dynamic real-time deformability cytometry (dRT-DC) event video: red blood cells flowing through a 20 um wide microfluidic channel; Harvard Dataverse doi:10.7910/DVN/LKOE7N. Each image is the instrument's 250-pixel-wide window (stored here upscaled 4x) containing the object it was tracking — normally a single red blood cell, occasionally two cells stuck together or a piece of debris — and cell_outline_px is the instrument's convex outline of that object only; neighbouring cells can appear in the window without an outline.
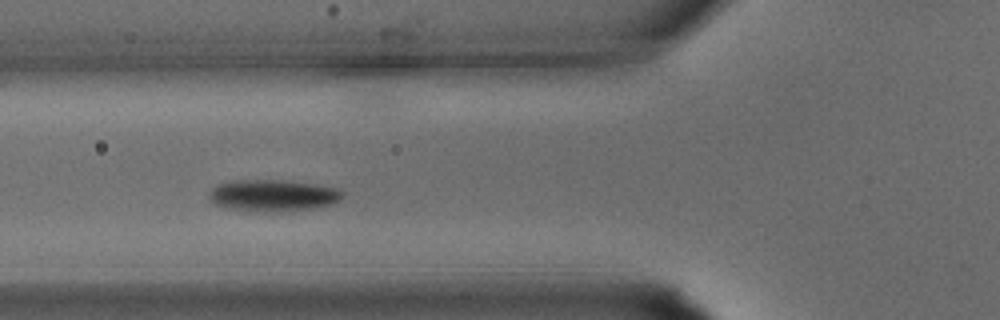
{"species": "common noctule bat (a hibernating species)", "species_latin": "Nyctalus noctula", "temperature_condition": "warm", "stored_images_in_passage": 22, "camera_frame_rate_fps": 3000, "um_per_image_px": 0.085, "animal": {"sex": "male", "body_mass_g": 15.6}, "frame": {"image": 1, "passage_image": 6, "time_ms": 1.667, "image_size_px": [1000, 320], "cell_outline_px": [[344, 196], [340, 200], [332, 204], [316, 208], [276, 212], [264, 212], [228, 208], [216, 204], [208, 196], [212, 188], [220, 184], [236, 180], [276, 180], [312, 184], [332, 188], [344, 192]], "centroid_in_image_um": [23.21, 16.63], "position_along_channel_um": 102.6, "area_um2": 24.28}}
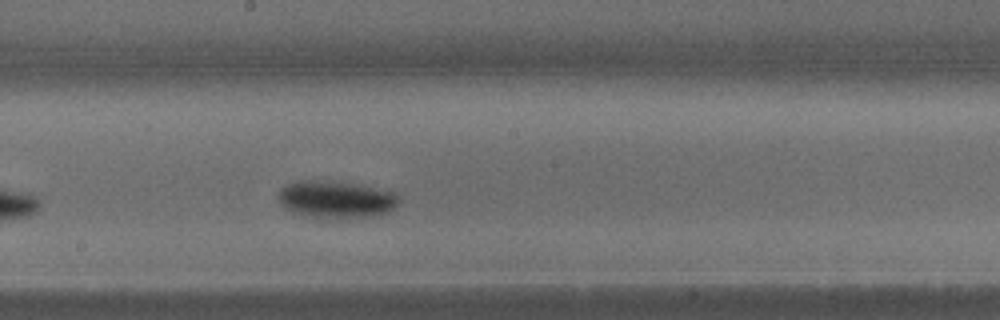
{"frame": {"image": 2, "passage_image": 12, "time_ms": 3.667, "image_size_px": [1000, 320], "cell_outline_px": [[400, 200], [392, 208], [384, 212], [372, 216], [328, 220], [292, 212], [280, 204], [276, 196], [280, 188], [288, 184], [300, 180], [324, 180], [352, 184], [392, 192]], "centroid_in_image_um": [28.45, 16.97], "position_along_channel_um": 219.8, "area_um2": 26.01}}
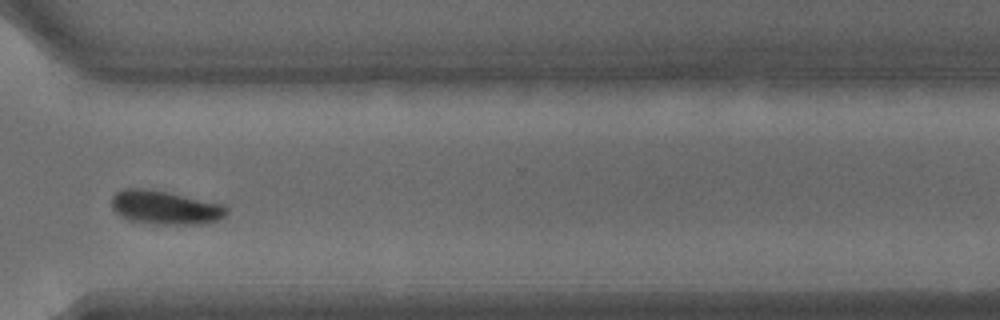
{"frame": {"image": 3, "passage_image": 19, "time_ms": 6.0, "image_size_px": [1000, 320], "cell_outline_px": [[228, 212], [220, 220], [200, 224], [156, 224], [128, 220], [116, 212], [112, 208], [112, 196], [116, 192], [124, 188], [144, 188], [168, 192], [224, 204], [228, 208]], "centroid_in_image_um": [14.05, 17.63], "position_along_channel_um": 356.5, "area_um2": 22.72}}